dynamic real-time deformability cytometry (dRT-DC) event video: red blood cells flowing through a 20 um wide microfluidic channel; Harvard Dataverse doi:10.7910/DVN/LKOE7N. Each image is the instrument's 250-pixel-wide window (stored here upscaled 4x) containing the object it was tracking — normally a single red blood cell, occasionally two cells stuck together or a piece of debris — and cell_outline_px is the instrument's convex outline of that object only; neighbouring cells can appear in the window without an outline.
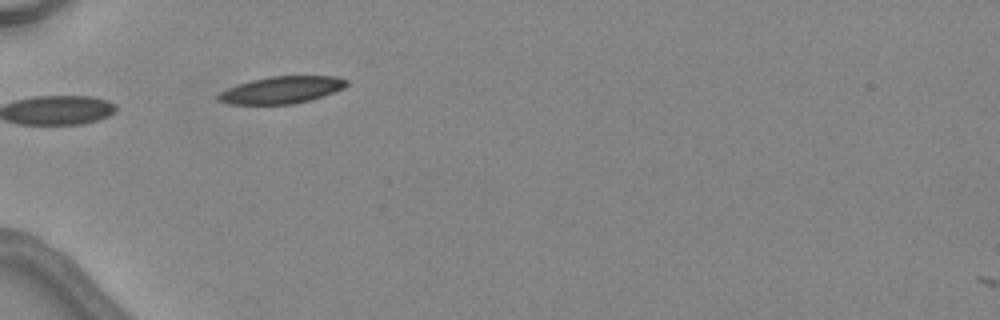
{"species": "common noctule bat (a hibernating species)", "species_latin": "Nyctalus noctula", "temperature_condition": "warm", "stored_images_in_passage": 5, "camera_frame_rate_fps": 3000, "um_per_image_px": 0.085, "animal": {"sex": "female", "body_mass_g": 24.6, "forearm_length_mm": 56.2}, "frame": {"image": 1, "passage_image": 3, "time_ms": 2.333, "image_size_px": [1000, 320], "cell_outline_px": [[348, 84], [344, 88], [308, 100], [292, 104], [228, 104], [216, 100], [216, 96], [220, 92], [228, 88], [252, 80], [268, 76], [336, 76], [348, 80]], "centroid_in_image_um": [23.91, 7.64], "position_along_channel_um": 61.1, "area_um2": 20.06}}